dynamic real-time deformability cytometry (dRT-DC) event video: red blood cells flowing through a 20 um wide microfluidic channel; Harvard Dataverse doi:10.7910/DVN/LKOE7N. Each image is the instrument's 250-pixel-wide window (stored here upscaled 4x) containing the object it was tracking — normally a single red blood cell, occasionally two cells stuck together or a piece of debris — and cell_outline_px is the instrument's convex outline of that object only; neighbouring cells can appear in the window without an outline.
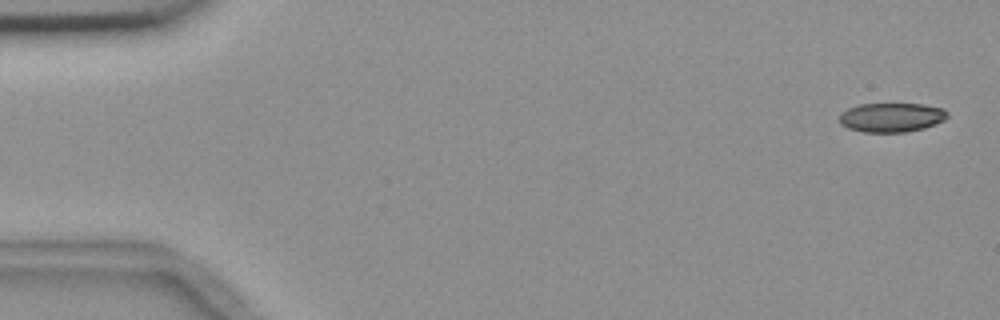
{"species": "common noctule bat (a hibernating species)", "species_latin": "Nyctalus noctula", "temperature_condition": "room temperature", "stored_images_in_passage": 51, "camera_frame_rate_fps": 3000, "um_per_image_px": 0.085, "animal": {"sex": "female", "body_mass_g": 18.4}, "frame": {"image": 1, "passage_image": 2, "time_ms": 0.333, "image_size_px": [1000, 320], "cell_outline_px": [[948, 116], [944, 120], [924, 128], [904, 132], [864, 132], [848, 128], [840, 124], [840, 112], [848, 108], [860, 104], [924, 104], [944, 108], [948, 112]], "centroid_in_image_um": [75.78, 9.97], "position_along_channel_um": 9.2, "area_um2": 18.44}}
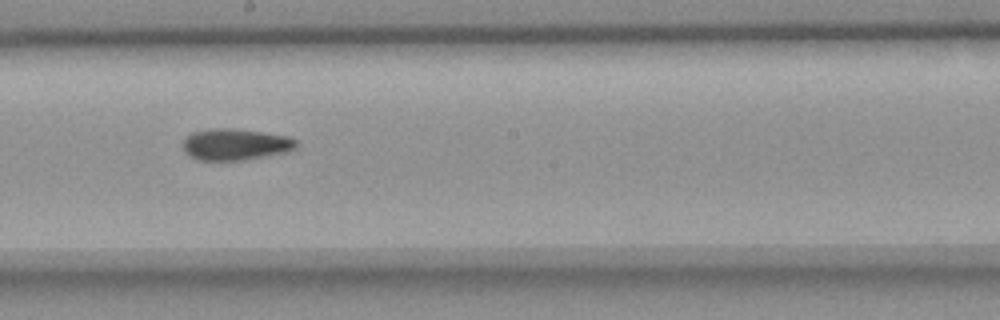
{"frame": {"image": 2, "passage_image": 31, "time_ms": 10.0, "image_size_px": [1000, 320], "cell_outline_px": [[296, 148], [288, 152], [244, 160], [196, 160], [188, 156], [184, 152], [184, 140], [192, 132], [212, 128], [232, 128], [288, 136], [296, 140]], "centroid_in_image_um": [20.0, 12.28], "position_along_channel_um": 228.2, "area_um2": 20.81}}
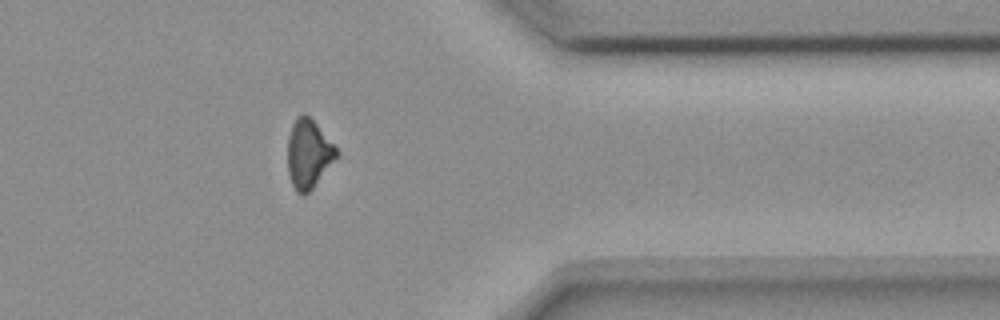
{"frame": {"image": 3, "passage_image": 45, "time_ms": 14.667, "image_size_px": [1000, 320], "cell_outline_px": [[340, 156], [312, 188], [304, 196], [300, 196], [296, 192], [292, 184], [288, 172], [288, 136], [292, 124], [296, 116], [304, 112], [316, 124], [340, 152]], "centroid_in_image_um": [26.23, 13.09], "position_along_channel_um": 385.2, "area_um2": 19.77}}